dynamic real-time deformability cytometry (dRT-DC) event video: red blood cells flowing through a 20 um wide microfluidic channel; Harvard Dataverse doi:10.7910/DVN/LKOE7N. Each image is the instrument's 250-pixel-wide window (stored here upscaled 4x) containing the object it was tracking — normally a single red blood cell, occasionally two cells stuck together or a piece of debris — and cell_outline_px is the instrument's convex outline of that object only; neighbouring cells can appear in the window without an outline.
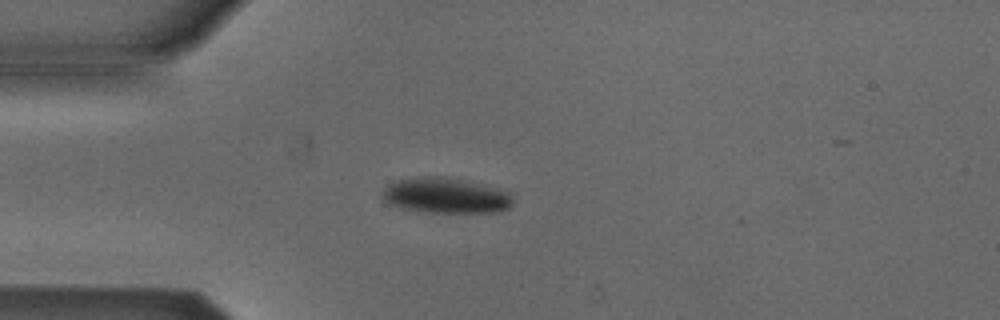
{"species": "Egyptian fruit bat (a non-hibernating species)", "species_latin": "Rousettus aegyptiacus", "temperature_condition": "cold", "stored_images_in_passage": 3, "camera_frame_rate_fps": 3000, "um_per_image_px": 0.085, "animal": {"sex": "male"}, "frame": {"image": 1, "passage_image": 3, "time_ms": 2.333, "image_size_px": [1000, 320], "cell_outline_px": [[516, 200], [508, 208], [500, 212], [428, 212], [400, 208], [388, 204], [380, 196], [380, 192], [388, 184], [400, 180], [432, 176], [436, 176], [460, 180], [496, 188], [512, 192]], "centroid_in_image_um": [37.9, 16.65], "position_along_channel_um": 47.1, "area_um2": 26.88}}